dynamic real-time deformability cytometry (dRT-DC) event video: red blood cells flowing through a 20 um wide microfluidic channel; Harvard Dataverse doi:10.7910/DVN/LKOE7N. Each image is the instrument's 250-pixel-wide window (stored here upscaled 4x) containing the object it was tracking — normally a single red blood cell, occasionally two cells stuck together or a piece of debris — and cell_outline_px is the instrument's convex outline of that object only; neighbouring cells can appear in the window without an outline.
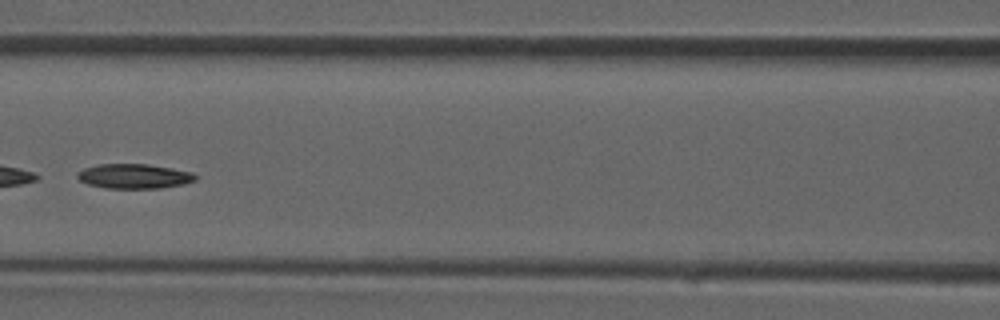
{"species": "common noctule bat (a hibernating species)", "species_latin": "Nyctalus noctula", "temperature_condition": "room temperature", "stored_images_in_passage": 39, "camera_frame_rate_fps": 3000, "um_per_image_px": 0.085, "animal": {"sex": "male", "forearm_length_mm": 52.5}, "frame": {"image": 1, "passage_image": 17, "time_ms": 5.333, "image_size_px": [1000, 320], "cell_outline_px": [[200, 176], [196, 180], [184, 184], [160, 188], [104, 188], [88, 184], [80, 180], [76, 176], [76, 172], [84, 168], [96, 164], [148, 164], [172, 168], [192, 172]], "centroid_in_image_um": [11.41, 14.97], "position_along_channel_um": 155.2, "area_um2": 17.17}}